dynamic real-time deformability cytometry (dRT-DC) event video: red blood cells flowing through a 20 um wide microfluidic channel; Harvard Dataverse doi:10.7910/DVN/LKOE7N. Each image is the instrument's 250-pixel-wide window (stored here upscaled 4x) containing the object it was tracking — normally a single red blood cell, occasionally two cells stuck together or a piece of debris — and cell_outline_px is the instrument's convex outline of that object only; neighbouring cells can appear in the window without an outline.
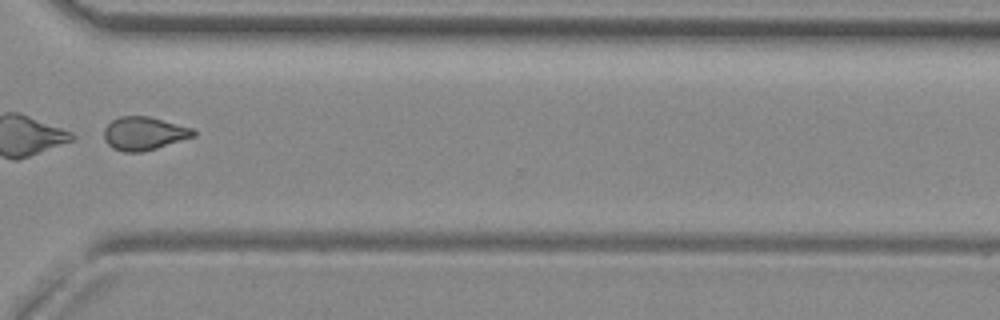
{"species": "common noctule bat (a hibernating species)", "species_latin": "Nyctalus noctula", "temperature_condition": "room temperature", "stored_images_in_passage": 33, "camera_frame_rate_fps": 3000, "um_per_image_px": 0.085, "animal": {"sex": "female", "body_mass_g": 29.2, "forearm_length_mm": 56.3}, "frame": {"image": 1, "passage_image": 24, "time_ms": 7.667, "image_size_px": [1000, 320], "cell_outline_px": [[196, 136], [156, 148], [140, 152], [124, 152], [112, 148], [104, 140], [104, 128], [112, 120], [120, 116], [148, 116], [192, 128], [196, 132]], "centroid_in_image_um": [12.22, 11.34], "position_along_channel_um": 358.4, "area_um2": 17.28}, "authors_computed_cell_mechanics": {"area_um2": 18.0914, "velocity_mm_per_s": 3.9877, "shape_relaxation_time_tau1_ms": 1.5493, "shape_relaxation_time_tau2_ms": 2.078, "deformation_change_tau1": 0.2459, "deformation_change_tau2": 0.0851}}